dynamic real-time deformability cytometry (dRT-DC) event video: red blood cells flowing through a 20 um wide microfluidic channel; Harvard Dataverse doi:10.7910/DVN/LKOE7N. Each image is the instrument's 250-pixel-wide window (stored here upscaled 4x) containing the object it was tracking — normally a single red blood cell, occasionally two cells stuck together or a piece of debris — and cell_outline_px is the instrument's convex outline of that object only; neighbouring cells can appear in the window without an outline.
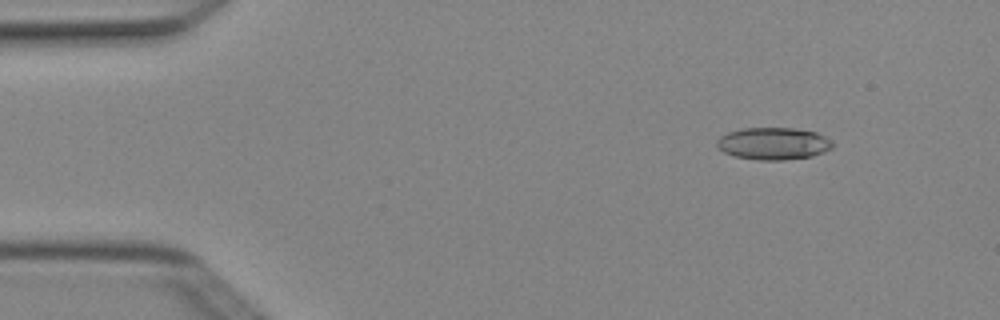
{"species": "Egyptian fruit bat (a non-hibernating species)", "species_latin": "Rousettus aegyptiacus", "temperature_condition": "cold", "stored_images_in_passage": 6, "camera_frame_rate_fps": 3000, "um_per_image_px": 0.085, "animal": {"sex": "female"}, "frame": {"image": 1, "passage_image": 2, "time_ms": 0.333, "image_size_px": [1000, 320], "cell_outline_px": [[832, 148], [824, 152], [812, 156], [784, 160], [760, 160], [736, 156], [724, 152], [716, 144], [716, 140], [720, 136], [728, 132], [744, 128], [792, 128], [816, 132], [832, 140]], "centroid_in_image_um": [65.75, 12.2], "position_along_channel_um": 19.3, "area_um2": 21.62}}
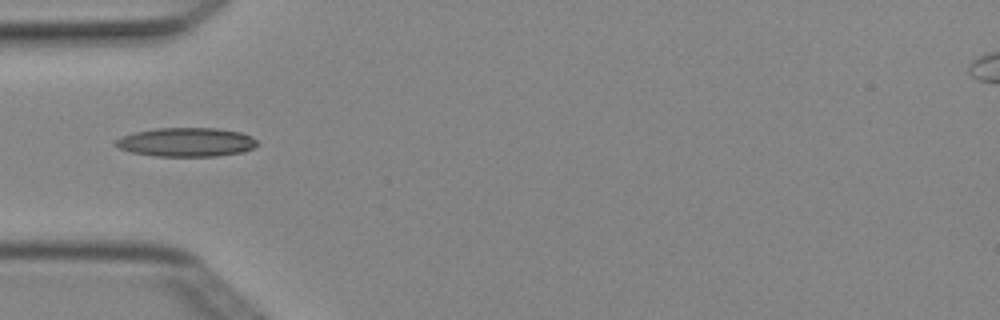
{"frame": {"image": 2, "passage_image": 5, "time_ms": 1.333, "image_size_px": [1000, 320], "cell_outline_px": [[256, 144], [252, 148], [244, 152], [216, 156], [156, 156], [132, 152], [120, 148], [112, 144], [120, 136], [136, 132], [156, 128], [216, 128], [240, 132], [252, 136], [256, 140]], "centroid_in_image_um": [15.82, 12.08], "position_along_channel_um": 69.2, "area_um2": 23.81}}
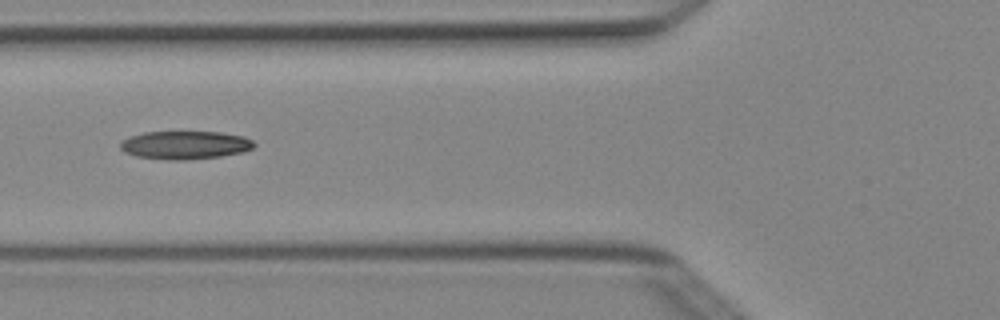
{"frame": {"image": 3, "passage_image": 6, "time_ms": 1.667, "image_size_px": [1000, 320], "cell_outline_px": [[256, 144], [252, 148], [244, 152], [220, 156], [184, 160], [168, 160], [136, 156], [124, 152], [120, 148], [120, 140], [128, 136], [144, 132], [220, 132], [244, 136], [252, 140]], "centroid_in_image_um": [15.7, 12.32], "position_along_channel_um": 110.1, "area_um2": 22.14}}